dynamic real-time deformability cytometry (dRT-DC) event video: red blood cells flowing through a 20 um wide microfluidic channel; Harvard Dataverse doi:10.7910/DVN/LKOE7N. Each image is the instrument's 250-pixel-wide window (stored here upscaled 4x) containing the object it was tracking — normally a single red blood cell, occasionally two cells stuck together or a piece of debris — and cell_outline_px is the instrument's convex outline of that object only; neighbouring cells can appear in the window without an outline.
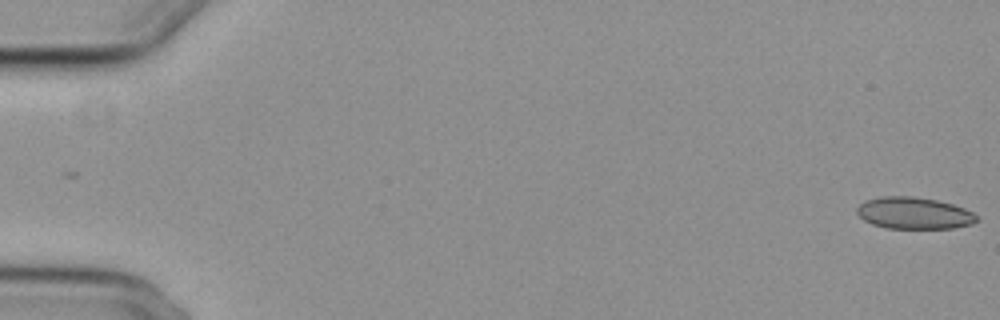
{"species": "common noctule bat (a hibernating species)", "species_latin": "Nyctalus noctula", "temperature_condition": "cold", "stored_images_in_passage": 56, "camera_frame_rate_fps": 3000, "um_per_image_px": 0.085, "animal": {"sex": "female", "body_mass_g": 29.2, "forearm_length_mm": 56.3}, "frame": {"image": 1, "passage_image": 1, "time_ms": 0.0, "image_size_px": [1000, 320], "cell_outline_px": [[976, 220], [972, 224], [952, 228], [884, 228], [872, 224], [864, 220], [856, 212], [856, 208], [864, 200], [880, 196], [912, 196], [936, 200], [952, 204], [964, 208], [972, 212], [976, 216]], "centroid_in_image_um": [77.64, 18.11], "position_along_channel_um": 7.4, "area_um2": 22.14}}
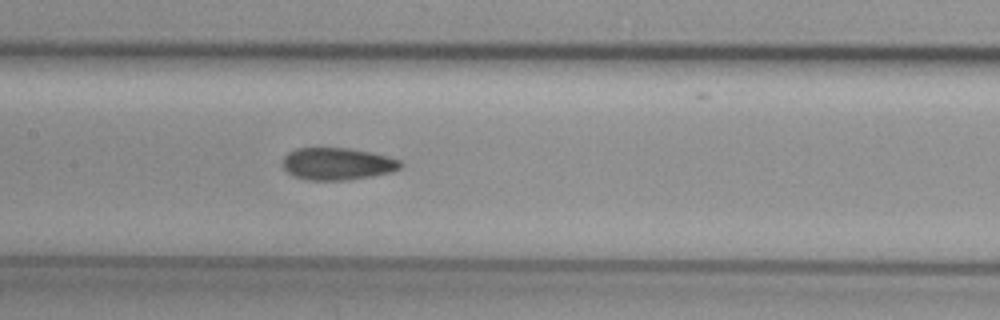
{"frame": {"image": 2, "passage_image": 28, "time_ms": 9.0, "image_size_px": [1000, 320], "cell_outline_px": [[404, 164], [400, 168], [392, 172], [372, 176], [344, 180], [308, 180], [292, 176], [284, 168], [284, 156], [288, 152], [296, 148], [348, 148], [388, 156], [400, 160]], "centroid_in_image_um": [28.68, 13.93], "position_along_channel_um": 178.7, "area_um2": 22.08}}
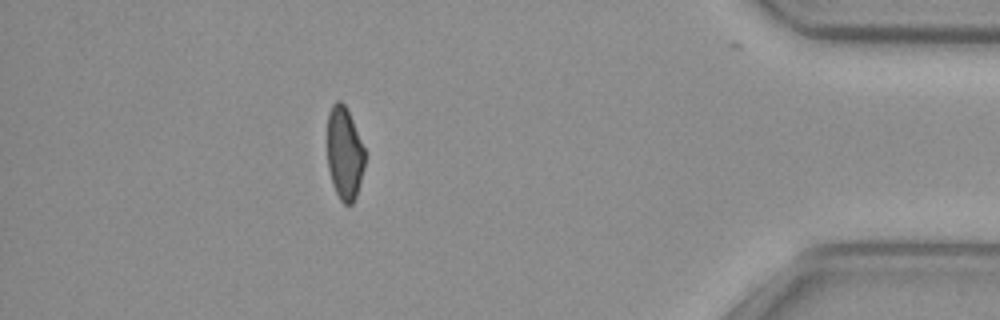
{"frame": {"image": 3, "passage_image": 50, "time_ms": 16.333, "image_size_px": [1000, 320], "cell_outline_px": [[364, 168], [360, 184], [356, 196], [352, 204], [344, 204], [340, 200], [332, 184], [328, 168], [328, 112], [332, 104], [336, 100], [340, 100], [344, 104], [352, 120], [364, 148]], "centroid_in_image_um": [29.27, 13.05], "position_along_channel_um": 405.9, "area_um2": 20.17}, "authors_computed_cell_mechanics": {"area_um2": 22.3397, "velocity_mm_per_s": 3.7382, "shape_relaxation_time_tau1_ms": null, "shape_relaxation_time_tau2_ms": 2.3459, "deformation_change_tau1": null, "deformation_change_tau2": 0.0831}}